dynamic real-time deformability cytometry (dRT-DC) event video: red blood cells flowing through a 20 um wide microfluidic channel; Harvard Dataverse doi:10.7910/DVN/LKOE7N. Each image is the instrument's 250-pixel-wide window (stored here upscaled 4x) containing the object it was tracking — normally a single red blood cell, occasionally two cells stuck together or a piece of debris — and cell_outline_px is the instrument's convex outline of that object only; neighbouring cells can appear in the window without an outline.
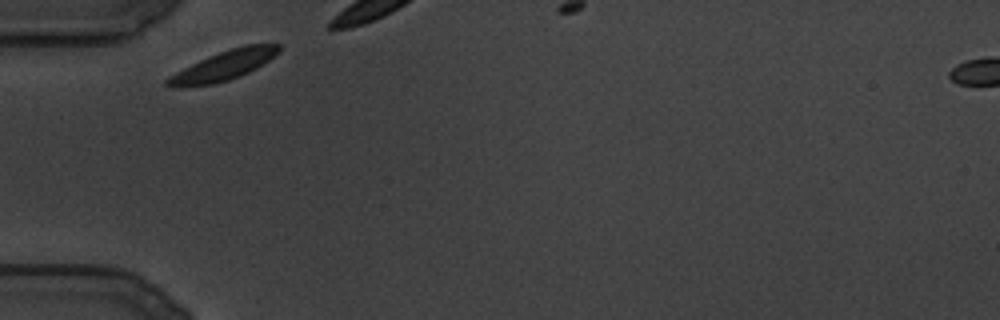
{"species": "common noctule bat (a hibernating species)", "species_latin": "Nyctalus noctula", "temperature_condition": "cold", "stored_images_in_passage": 13, "camera_frame_rate_fps": 3000, "um_per_image_px": 0.085, "animal": {"sex": "male", "body_mass_g": 19.5, "forearm_length_mm": 54.6}, "frame": {"image": 1, "passage_image": 1, "time_ms": 0.0, "image_size_px": [1000, 320], "cell_outline_px": [[280, 52], [256, 68], [240, 76], [228, 80], [212, 84], [176, 88], [164, 84], [164, 80], [168, 76], [208, 56], [244, 44], [280, 44]], "centroid_in_image_um": [18.99, 5.58], "position_along_channel_um": 66.0, "area_um2": 19.02}}
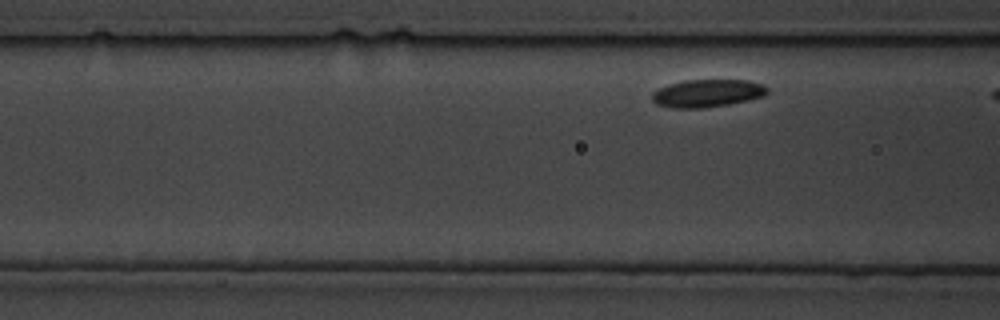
{"frame": {"image": 2, "passage_image": 10, "time_ms": 3.0, "image_size_px": [1000, 320], "cell_outline_px": [[768, 92], [764, 96], [748, 100], [728, 104], [704, 108], [672, 108], [656, 104], [652, 100], [652, 92], [668, 84], [684, 80], [748, 80], [764, 84], [768, 88]], "centroid_in_image_um": [60.13, 7.92], "position_along_channel_um": 106.5, "area_um2": 18.73}}